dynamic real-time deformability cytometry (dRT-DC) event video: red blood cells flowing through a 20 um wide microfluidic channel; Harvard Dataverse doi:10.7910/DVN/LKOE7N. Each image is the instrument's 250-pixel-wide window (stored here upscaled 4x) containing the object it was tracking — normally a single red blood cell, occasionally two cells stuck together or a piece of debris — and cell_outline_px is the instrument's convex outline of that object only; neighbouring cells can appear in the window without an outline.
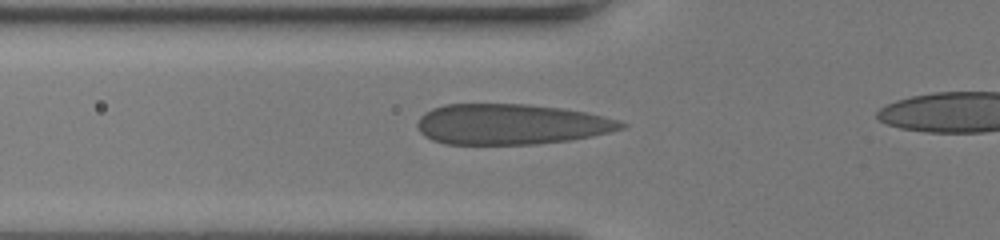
{"species": "human", "species_latin": "Homo sapiens", "temperature_condition": "room temperature", "stored_images_in_passage": 35, "camera_frame_rate_fps": 3000, "um_per_image_px": 0.085, "donor": {"sex": "female"}, "frame": {"image": 1, "passage_image": 12, "time_ms": 3.667, "image_size_px": [1000, 240], "cell_outline_px": [[628, 124], [624, 128], [612, 132], [592, 136], [568, 140], [536, 144], [444, 144], [432, 140], [424, 136], [420, 132], [416, 124], [420, 116], [424, 112], [432, 108], [444, 104], [528, 104], [564, 108], [584, 112], [620, 120]], "centroid_in_image_um": [43.42, 10.56], "position_along_channel_um": 82.4, "area_um2": 48.49}}
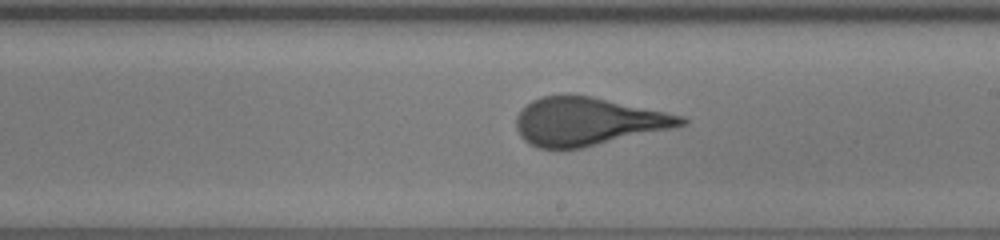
{"frame": {"image": 2, "passage_image": 22, "time_ms": 7.0, "image_size_px": [1000, 240], "cell_outline_px": [[688, 120], [684, 124], [668, 128], [584, 148], [540, 148], [524, 140], [520, 136], [516, 128], [516, 116], [532, 100], [540, 96], [592, 96], [684, 116]], "centroid_in_image_um": [49.92, 10.33], "position_along_channel_um": 239.1, "area_um2": 45.26}}
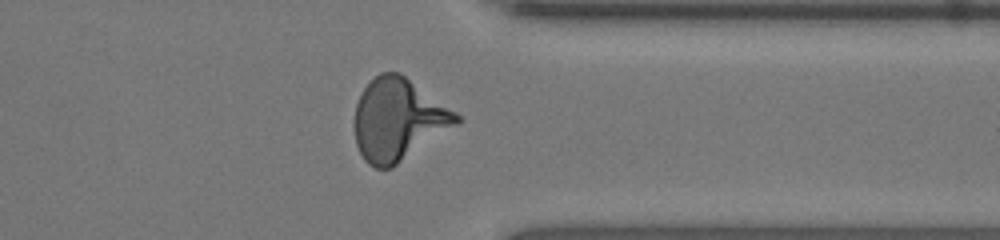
{"frame": {"image": 3, "passage_image": 31, "time_ms": 10.0, "image_size_px": [1000, 240], "cell_outline_px": [[460, 120], [456, 124], [392, 168], [376, 168], [368, 164], [364, 160], [356, 144], [356, 104], [364, 88], [380, 72], [400, 72], [456, 112], [460, 116]], "centroid_in_image_um": [33.83, 10.16], "position_along_channel_um": 377.6, "area_um2": 47.8}}